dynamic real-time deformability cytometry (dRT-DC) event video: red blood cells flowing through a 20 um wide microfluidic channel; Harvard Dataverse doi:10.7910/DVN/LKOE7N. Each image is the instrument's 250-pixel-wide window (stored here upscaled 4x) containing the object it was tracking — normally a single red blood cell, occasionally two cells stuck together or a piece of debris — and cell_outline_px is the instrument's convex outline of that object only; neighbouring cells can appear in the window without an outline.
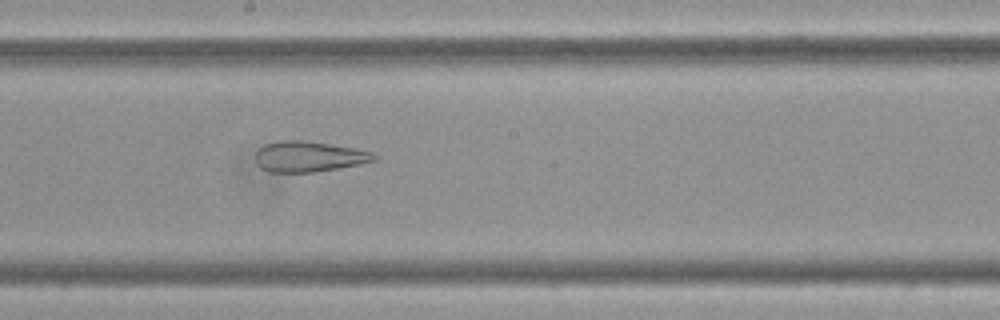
{"species": "Egyptian fruit bat (a non-hibernating species)", "species_latin": "Rousettus aegyptiacus", "temperature_condition": "cold", "stored_images_in_passage": 46, "camera_frame_rate_fps": 3000, "um_per_image_px": 0.085, "frame": {"image": 1, "passage_image": 20, "time_ms": 6.333, "image_size_px": [1000, 320], "cell_outline_px": [[380, 156], [376, 160], [360, 164], [312, 172], [268, 172], [260, 168], [256, 164], [256, 152], [264, 144], [280, 140], [304, 140], [352, 148], [372, 152]], "centroid_in_image_um": [26.22, 13.31], "position_along_channel_um": 222.0, "area_um2": 21.1}}
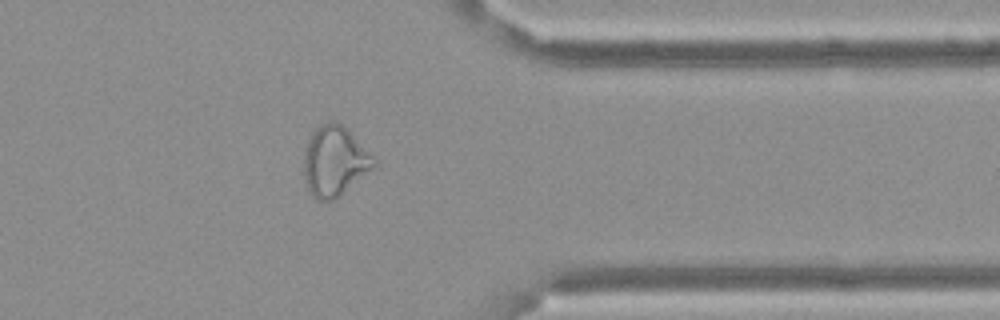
{"frame": {"image": 2, "passage_image": 35, "time_ms": 11.333, "image_size_px": [1000, 320], "cell_outline_px": [[380, 164], [340, 196], [332, 200], [316, 200], [312, 196], [308, 188], [304, 176], [304, 152], [308, 140], [312, 132], [320, 124], [328, 120], [336, 120], [348, 128], [376, 156]], "centroid_in_image_um": [28.51, 13.66], "position_along_channel_um": 382.9, "area_um2": 29.48}}
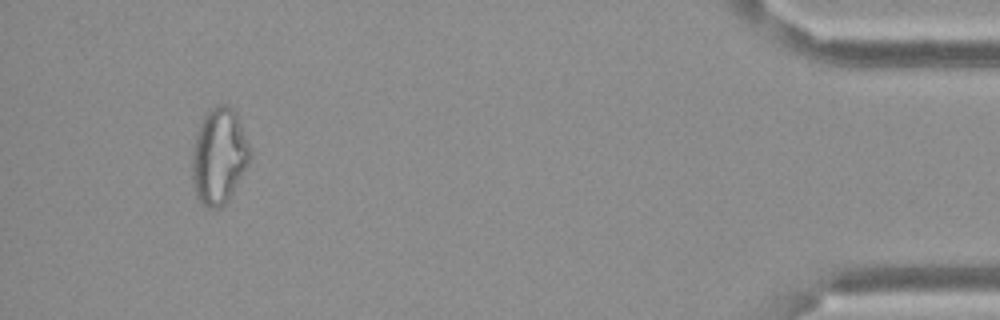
{"frame": {"image": 3, "passage_image": 43, "time_ms": 14.0, "image_size_px": [1000, 320], "cell_outline_px": [[252, 156], [248, 164], [228, 200], [220, 208], [208, 208], [196, 196], [192, 180], [192, 148], [200, 124], [208, 108], [216, 104], [224, 104], [232, 108], [236, 112], [252, 148]], "centroid_in_image_um": [18.63, 13.23], "position_along_channel_um": 416.6, "area_um2": 32.66}, "authors_computed_cell_mechanics": {"area_um2": 28.1486, "velocity_mm_per_s": 3.4214, "shape_relaxation_time_tau1_ms": null, "shape_relaxation_time_tau2_ms": 1.6954, "deformation_change_tau1": null, "deformation_change_tau2": 0.1105}}